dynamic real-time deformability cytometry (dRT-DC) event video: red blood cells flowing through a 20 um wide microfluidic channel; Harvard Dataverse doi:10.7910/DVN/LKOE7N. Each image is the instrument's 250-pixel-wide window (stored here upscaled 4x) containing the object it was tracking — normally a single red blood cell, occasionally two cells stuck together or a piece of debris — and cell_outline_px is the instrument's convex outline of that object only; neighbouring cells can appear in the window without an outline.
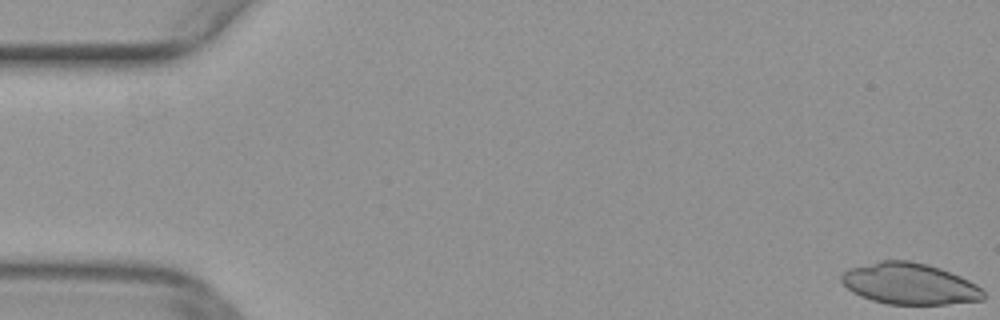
{"species": "common noctule bat (a hibernating species)", "species_latin": "Nyctalus noctula", "temperature_condition": "warm", "stored_images_in_passage": 8, "camera_frame_rate_fps": 3000, "um_per_image_px": 0.085, "animal": {"sex": "female", "body_mass_g": 29.2, "forearm_length_mm": 56.3}, "frame": {"image": 1, "passage_image": 1, "time_ms": 0.0, "image_size_px": [1000, 320], "cell_outline_px": [[984, 300], [948, 304], [888, 304], [872, 300], [860, 296], [852, 292], [840, 280], [840, 276], [848, 268], [880, 260], [908, 260], [928, 264], [940, 268], [960, 276], [984, 288]], "centroid_in_image_um": [77.32, 24.11], "position_along_channel_um": 7.7, "area_um2": 34.39}}